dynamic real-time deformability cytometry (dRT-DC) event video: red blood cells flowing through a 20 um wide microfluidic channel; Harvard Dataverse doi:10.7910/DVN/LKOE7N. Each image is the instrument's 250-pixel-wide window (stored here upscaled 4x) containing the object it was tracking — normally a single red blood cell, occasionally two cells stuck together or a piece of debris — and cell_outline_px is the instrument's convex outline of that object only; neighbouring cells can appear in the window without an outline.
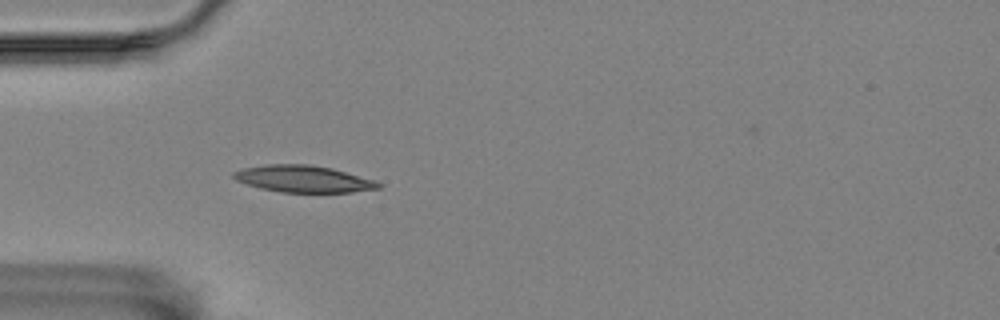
{"species": "Egyptian fruit bat (a non-hibernating species)", "species_latin": "Rousettus aegyptiacus", "temperature_condition": "room temperature", "stored_images_in_passage": 4, "camera_frame_rate_fps": 3000, "um_per_image_px": 0.085, "animal": {"sex": "female"}, "frame": {"image": 1, "passage_image": 4, "time_ms": 3.333, "image_size_px": [1000, 320], "cell_outline_px": [[384, 184], [380, 188], [352, 192], [280, 192], [260, 188], [236, 180], [232, 176], [232, 172], [244, 168], [268, 164], [308, 164], [332, 168], [376, 180]], "centroid_in_image_um": [25.82, 15.2], "position_along_channel_um": 59.2, "area_um2": 22.66}}